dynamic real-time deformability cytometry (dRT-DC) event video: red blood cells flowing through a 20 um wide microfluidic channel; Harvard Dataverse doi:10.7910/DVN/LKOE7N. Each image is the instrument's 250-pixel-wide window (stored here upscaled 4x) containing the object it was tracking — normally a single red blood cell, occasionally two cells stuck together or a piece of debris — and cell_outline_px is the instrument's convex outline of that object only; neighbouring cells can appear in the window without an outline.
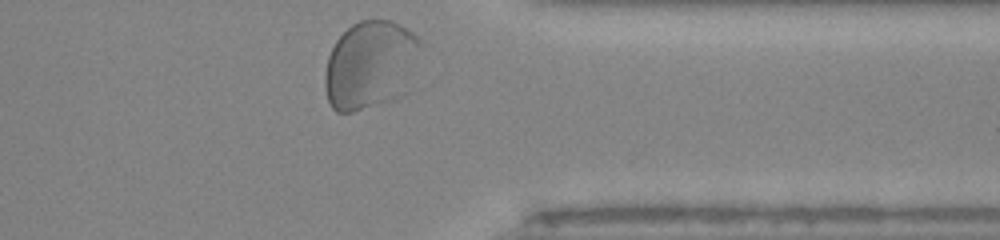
{"species": "human", "species_latin": "Homo sapiens", "temperature_condition": "room temperature", "stored_images_in_passage": 29, "camera_frame_rate_fps": 3000, "um_per_image_px": 0.085, "donor": {"sex": "male"}, "frame": {"image": 1, "passage_image": 29, "time_ms": 9.333, "image_size_px": [1000, 240], "cell_outline_px": [[424, 44], [404, 92], [400, 96], [352, 112], [336, 112], [332, 108], [328, 100], [324, 88], [324, 72], [328, 56], [336, 40], [352, 24], [360, 20], [392, 20], [412, 32], [424, 40]], "centroid_in_image_um": [31.47, 5.49], "position_along_channel_um": 379.9, "area_um2": 49.36}, "authors_computed_cell_mechanics": {"area_um2": 46.1822, "velocity_mm_per_s": 3.9196, "shape_relaxation_time_tau1_ms": 5.1688, "shape_relaxation_time_tau2_ms": null, "deformation_change_tau1": 0.1875, "deformation_change_tau2": null}}